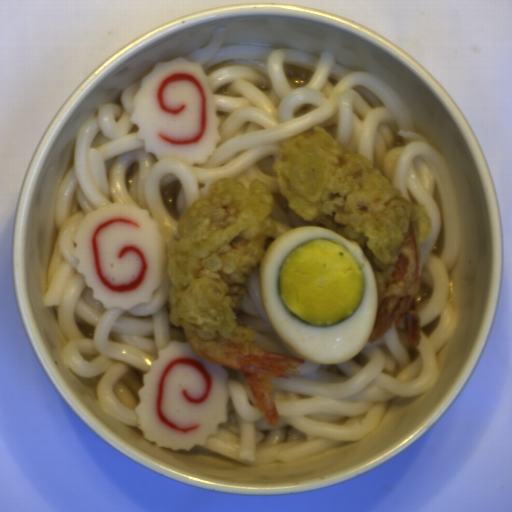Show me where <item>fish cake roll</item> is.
I'll return each instance as SVG.
<instances>
[{"label":"fish cake roll","mask_w":512,"mask_h":512,"mask_svg":"<svg viewBox=\"0 0 512 512\" xmlns=\"http://www.w3.org/2000/svg\"><path fill=\"white\" fill-rule=\"evenodd\" d=\"M138 388L134 412L144 439L173 451H190L228 423L231 388L225 366L203 360L185 342L170 341Z\"/></svg>","instance_id":"fish-cake-roll-1"},{"label":"fish cake roll","mask_w":512,"mask_h":512,"mask_svg":"<svg viewBox=\"0 0 512 512\" xmlns=\"http://www.w3.org/2000/svg\"><path fill=\"white\" fill-rule=\"evenodd\" d=\"M73 239L75 270L104 310L150 303L164 278L166 248L148 211L106 204L87 213Z\"/></svg>","instance_id":"fish-cake-roll-2"},{"label":"fish cake roll","mask_w":512,"mask_h":512,"mask_svg":"<svg viewBox=\"0 0 512 512\" xmlns=\"http://www.w3.org/2000/svg\"><path fill=\"white\" fill-rule=\"evenodd\" d=\"M212 81L203 65L182 56L154 64L132 97L129 120L146 154L190 170L206 164L222 138Z\"/></svg>","instance_id":"fish-cake-roll-3"}]
</instances>
